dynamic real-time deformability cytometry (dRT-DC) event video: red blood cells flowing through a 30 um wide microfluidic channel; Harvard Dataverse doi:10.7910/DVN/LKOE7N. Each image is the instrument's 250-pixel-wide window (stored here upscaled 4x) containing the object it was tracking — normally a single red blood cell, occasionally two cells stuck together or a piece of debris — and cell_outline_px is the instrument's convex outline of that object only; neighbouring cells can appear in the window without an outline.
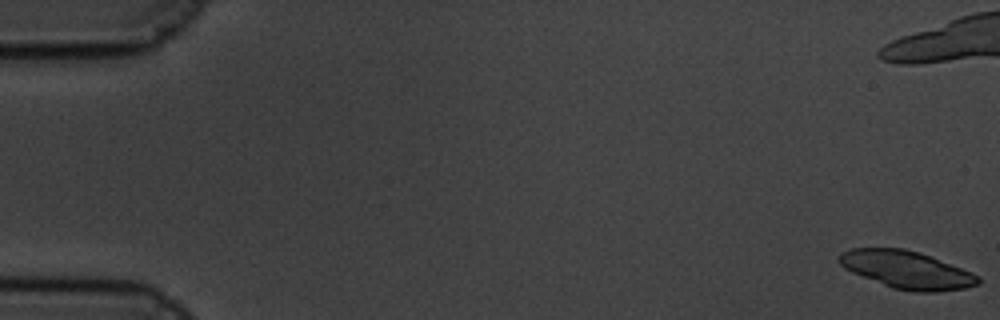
{"species": "common noctule bat (a hibernating species)", "species_latin": "Nyctalus noctula", "temperature_condition": "cold", "stored_images_in_passage": 62, "camera_frame_rate_fps": 3000, "um_per_image_px": 0.085, "animal": {"sex": "male", "body_mass_g": 19.5, "forearm_length_mm": 54.6}, "frame": {"image": 1, "passage_image": 1, "time_ms": 0.0, "image_size_px": [1000, 320], "cell_outline_px": [[980, 284], [964, 288], [936, 292], [912, 292], [892, 288], [852, 272], [844, 268], [836, 260], [840, 252], [852, 248], [904, 248], [920, 252], [972, 272], [980, 280]], "centroid_in_image_um": [77.04, 22.93], "position_along_channel_um": 8.0, "area_um2": 30.52}, "authors_computed_cell_mechanics": {"area_um2": 17.629, "velocity_mm_per_s": 3.3339, "shape_relaxation_time_tau1_ms": 2.3686, "shape_relaxation_time_tau2_ms": 1.7589, "deformation_change_tau1": 0.1031, "deformation_change_tau2": 0.052}}